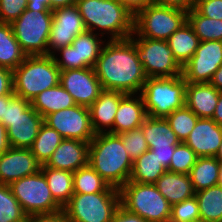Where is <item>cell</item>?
<instances>
[{
  "label": "cell",
  "mask_w": 222,
  "mask_h": 222,
  "mask_svg": "<svg viewBox=\"0 0 222 222\" xmlns=\"http://www.w3.org/2000/svg\"><path fill=\"white\" fill-rule=\"evenodd\" d=\"M187 11L150 4L134 15V32L138 37L165 40L187 22Z\"/></svg>",
  "instance_id": "52a82bcc"
},
{
  "label": "cell",
  "mask_w": 222,
  "mask_h": 222,
  "mask_svg": "<svg viewBox=\"0 0 222 222\" xmlns=\"http://www.w3.org/2000/svg\"><path fill=\"white\" fill-rule=\"evenodd\" d=\"M15 96V94H8L0 96V122L5 117V105Z\"/></svg>",
  "instance_id": "9f6ffc18"
},
{
  "label": "cell",
  "mask_w": 222,
  "mask_h": 222,
  "mask_svg": "<svg viewBox=\"0 0 222 222\" xmlns=\"http://www.w3.org/2000/svg\"><path fill=\"white\" fill-rule=\"evenodd\" d=\"M89 146L90 142L64 139L45 166L74 173L89 164Z\"/></svg>",
  "instance_id": "d6986e66"
},
{
  "label": "cell",
  "mask_w": 222,
  "mask_h": 222,
  "mask_svg": "<svg viewBox=\"0 0 222 222\" xmlns=\"http://www.w3.org/2000/svg\"><path fill=\"white\" fill-rule=\"evenodd\" d=\"M53 19L47 43L48 55L72 45L74 39L86 30L77 6L71 5L52 11ZM54 51H51V49Z\"/></svg>",
  "instance_id": "9a60e30c"
},
{
  "label": "cell",
  "mask_w": 222,
  "mask_h": 222,
  "mask_svg": "<svg viewBox=\"0 0 222 222\" xmlns=\"http://www.w3.org/2000/svg\"><path fill=\"white\" fill-rule=\"evenodd\" d=\"M60 73L52 55L26 56L13 70V92L31 102L39 93L60 84Z\"/></svg>",
  "instance_id": "277c9868"
},
{
  "label": "cell",
  "mask_w": 222,
  "mask_h": 222,
  "mask_svg": "<svg viewBox=\"0 0 222 222\" xmlns=\"http://www.w3.org/2000/svg\"><path fill=\"white\" fill-rule=\"evenodd\" d=\"M187 21L201 41H222V20L205 17L194 8L187 13Z\"/></svg>",
  "instance_id": "e575fe53"
},
{
  "label": "cell",
  "mask_w": 222,
  "mask_h": 222,
  "mask_svg": "<svg viewBox=\"0 0 222 222\" xmlns=\"http://www.w3.org/2000/svg\"><path fill=\"white\" fill-rule=\"evenodd\" d=\"M187 81L180 76L147 78L140 92L147 116L166 118L185 105Z\"/></svg>",
  "instance_id": "5b68a950"
},
{
  "label": "cell",
  "mask_w": 222,
  "mask_h": 222,
  "mask_svg": "<svg viewBox=\"0 0 222 222\" xmlns=\"http://www.w3.org/2000/svg\"><path fill=\"white\" fill-rule=\"evenodd\" d=\"M215 158L222 164V142L220 144V148Z\"/></svg>",
  "instance_id": "6f0895ef"
},
{
  "label": "cell",
  "mask_w": 222,
  "mask_h": 222,
  "mask_svg": "<svg viewBox=\"0 0 222 222\" xmlns=\"http://www.w3.org/2000/svg\"><path fill=\"white\" fill-rule=\"evenodd\" d=\"M49 8L53 11L58 8L74 5L76 0H49Z\"/></svg>",
  "instance_id": "f5cc1de1"
},
{
  "label": "cell",
  "mask_w": 222,
  "mask_h": 222,
  "mask_svg": "<svg viewBox=\"0 0 222 222\" xmlns=\"http://www.w3.org/2000/svg\"><path fill=\"white\" fill-rule=\"evenodd\" d=\"M26 56L15 38L11 23H0V66L14 70Z\"/></svg>",
  "instance_id": "f1b7e54d"
},
{
  "label": "cell",
  "mask_w": 222,
  "mask_h": 222,
  "mask_svg": "<svg viewBox=\"0 0 222 222\" xmlns=\"http://www.w3.org/2000/svg\"><path fill=\"white\" fill-rule=\"evenodd\" d=\"M151 151L158 158L160 164L167 170L170 166V162L173 157L175 148L163 149V150H151Z\"/></svg>",
  "instance_id": "681fc988"
},
{
  "label": "cell",
  "mask_w": 222,
  "mask_h": 222,
  "mask_svg": "<svg viewBox=\"0 0 222 222\" xmlns=\"http://www.w3.org/2000/svg\"><path fill=\"white\" fill-rule=\"evenodd\" d=\"M220 167L215 157H198L189 174L195 192L218 185Z\"/></svg>",
  "instance_id": "4dcf8cb0"
},
{
  "label": "cell",
  "mask_w": 222,
  "mask_h": 222,
  "mask_svg": "<svg viewBox=\"0 0 222 222\" xmlns=\"http://www.w3.org/2000/svg\"><path fill=\"white\" fill-rule=\"evenodd\" d=\"M120 205V192L73 194L63 210L68 222H111Z\"/></svg>",
  "instance_id": "ba28073f"
},
{
  "label": "cell",
  "mask_w": 222,
  "mask_h": 222,
  "mask_svg": "<svg viewBox=\"0 0 222 222\" xmlns=\"http://www.w3.org/2000/svg\"><path fill=\"white\" fill-rule=\"evenodd\" d=\"M193 222H205V221H203L202 219H199V220H195Z\"/></svg>",
  "instance_id": "91938a15"
},
{
  "label": "cell",
  "mask_w": 222,
  "mask_h": 222,
  "mask_svg": "<svg viewBox=\"0 0 222 222\" xmlns=\"http://www.w3.org/2000/svg\"><path fill=\"white\" fill-rule=\"evenodd\" d=\"M167 42L174 58L183 67L195 54L200 40L187 21L168 38Z\"/></svg>",
  "instance_id": "4316f807"
},
{
  "label": "cell",
  "mask_w": 222,
  "mask_h": 222,
  "mask_svg": "<svg viewBox=\"0 0 222 222\" xmlns=\"http://www.w3.org/2000/svg\"><path fill=\"white\" fill-rule=\"evenodd\" d=\"M30 104L43 118L50 113L76 105L73 97L61 86V84L39 93L33 98Z\"/></svg>",
  "instance_id": "484cf974"
},
{
  "label": "cell",
  "mask_w": 222,
  "mask_h": 222,
  "mask_svg": "<svg viewBox=\"0 0 222 222\" xmlns=\"http://www.w3.org/2000/svg\"><path fill=\"white\" fill-rule=\"evenodd\" d=\"M49 0H28L27 8L34 11H52L49 8Z\"/></svg>",
  "instance_id": "f907efd6"
},
{
  "label": "cell",
  "mask_w": 222,
  "mask_h": 222,
  "mask_svg": "<svg viewBox=\"0 0 222 222\" xmlns=\"http://www.w3.org/2000/svg\"><path fill=\"white\" fill-rule=\"evenodd\" d=\"M60 84L73 97L76 105L88 108L103 90L94 68L61 71Z\"/></svg>",
  "instance_id": "2e32d148"
},
{
  "label": "cell",
  "mask_w": 222,
  "mask_h": 222,
  "mask_svg": "<svg viewBox=\"0 0 222 222\" xmlns=\"http://www.w3.org/2000/svg\"><path fill=\"white\" fill-rule=\"evenodd\" d=\"M40 170L47 180L53 198L64 207L74 194L73 173L67 170L53 169L45 165H41Z\"/></svg>",
  "instance_id": "83f0119b"
},
{
  "label": "cell",
  "mask_w": 222,
  "mask_h": 222,
  "mask_svg": "<svg viewBox=\"0 0 222 222\" xmlns=\"http://www.w3.org/2000/svg\"><path fill=\"white\" fill-rule=\"evenodd\" d=\"M40 169L41 164L29 148L10 147L0 155V184L9 185L37 173Z\"/></svg>",
  "instance_id": "e0dca14e"
},
{
  "label": "cell",
  "mask_w": 222,
  "mask_h": 222,
  "mask_svg": "<svg viewBox=\"0 0 222 222\" xmlns=\"http://www.w3.org/2000/svg\"><path fill=\"white\" fill-rule=\"evenodd\" d=\"M218 185L222 187V164H221V167H220V176H219Z\"/></svg>",
  "instance_id": "680465c9"
},
{
  "label": "cell",
  "mask_w": 222,
  "mask_h": 222,
  "mask_svg": "<svg viewBox=\"0 0 222 222\" xmlns=\"http://www.w3.org/2000/svg\"><path fill=\"white\" fill-rule=\"evenodd\" d=\"M14 94L13 70L0 66V96Z\"/></svg>",
  "instance_id": "f6af8a7d"
},
{
  "label": "cell",
  "mask_w": 222,
  "mask_h": 222,
  "mask_svg": "<svg viewBox=\"0 0 222 222\" xmlns=\"http://www.w3.org/2000/svg\"><path fill=\"white\" fill-rule=\"evenodd\" d=\"M89 165L109 186L120 189L130 180L133 161L118 134H95L89 146Z\"/></svg>",
  "instance_id": "7a4b0ae2"
},
{
  "label": "cell",
  "mask_w": 222,
  "mask_h": 222,
  "mask_svg": "<svg viewBox=\"0 0 222 222\" xmlns=\"http://www.w3.org/2000/svg\"><path fill=\"white\" fill-rule=\"evenodd\" d=\"M118 135L132 161L140 157L149 149L141 127L119 133Z\"/></svg>",
  "instance_id": "f35d334b"
},
{
  "label": "cell",
  "mask_w": 222,
  "mask_h": 222,
  "mask_svg": "<svg viewBox=\"0 0 222 222\" xmlns=\"http://www.w3.org/2000/svg\"><path fill=\"white\" fill-rule=\"evenodd\" d=\"M196 153L184 142H180L174 151L168 171L190 174L191 168L197 161Z\"/></svg>",
  "instance_id": "74e56055"
},
{
  "label": "cell",
  "mask_w": 222,
  "mask_h": 222,
  "mask_svg": "<svg viewBox=\"0 0 222 222\" xmlns=\"http://www.w3.org/2000/svg\"><path fill=\"white\" fill-rule=\"evenodd\" d=\"M74 194H92L97 192H120L119 189L109 186L88 164L73 173Z\"/></svg>",
  "instance_id": "d6a6232c"
},
{
  "label": "cell",
  "mask_w": 222,
  "mask_h": 222,
  "mask_svg": "<svg viewBox=\"0 0 222 222\" xmlns=\"http://www.w3.org/2000/svg\"><path fill=\"white\" fill-rule=\"evenodd\" d=\"M153 3L160 6L179 8L188 12L194 8L195 0H153Z\"/></svg>",
  "instance_id": "7dc6e473"
},
{
  "label": "cell",
  "mask_w": 222,
  "mask_h": 222,
  "mask_svg": "<svg viewBox=\"0 0 222 222\" xmlns=\"http://www.w3.org/2000/svg\"><path fill=\"white\" fill-rule=\"evenodd\" d=\"M10 148L6 127L0 122V155Z\"/></svg>",
  "instance_id": "816d5d0a"
},
{
  "label": "cell",
  "mask_w": 222,
  "mask_h": 222,
  "mask_svg": "<svg viewBox=\"0 0 222 222\" xmlns=\"http://www.w3.org/2000/svg\"><path fill=\"white\" fill-rule=\"evenodd\" d=\"M111 222H147L144 218L137 214L129 212L122 205L118 207L113 215Z\"/></svg>",
  "instance_id": "bcb514c9"
},
{
  "label": "cell",
  "mask_w": 222,
  "mask_h": 222,
  "mask_svg": "<svg viewBox=\"0 0 222 222\" xmlns=\"http://www.w3.org/2000/svg\"><path fill=\"white\" fill-rule=\"evenodd\" d=\"M52 19V11L26 9L11 23L15 38L27 56L48 55Z\"/></svg>",
  "instance_id": "9c48e42d"
},
{
  "label": "cell",
  "mask_w": 222,
  "mask_h": 222,
  "mask_svg": "<svg viewBox=\"0 0 222 222\" xmlns=\"http://www.w3.org/2000/svg\"><path fill=\"white\" fill-rule=\"evenodd\" d=\"M64 138L55 130L43 123L32 146L29 148L36 160L45 165Z\"/></svg>",
  "instance_id": "836d02e7"
},
{
  "label": "cell",
  "mask_w": 222,
  "mask_h": 222,
  "mask_svg": "<svg viewBox=\"0 0 222 222\" xmlns=\"http://www.w3.org/2000/svg\"><path fill=\"white\" fill-rule=\"evenodd\" d=\"M30 105V101L15 95L7 105H5V117L1 122L7 128L10 125V121L19 116L20 113L25 111Z\"/></svg>",
  "instance_id": "7bdbcfd3"
},
{
  "label": "cell",
  "mask_w": 222,
  "mask_h": 222,
  "mask_svg": "<svg viewBox=\"0 0 222 222\" xmlns=\"http://www.w3.org/2000/svg\"><path fill=\"white\" fill-rule=\"evenodd\" d=\"M198 118L199 117L191 109L184 105L168 115L166 120L169 122L178 140L180 142H185L195 127Z\"/></svg>",
  "instance_id": "8d00e7d4"
},
{
  "label": "cell",
  "mask_w": 222,
  "mask_h": 222,
  "mask_svg": "<svg viewBox=\"0 0 222 222\" xmlns=\"http://www.w3.org/2000/svg\"><path fill=\"white\" fill-rule=\"evenodd\" d=\"M133 96L134 94H126L121 99L115 115L114 127L107 132L119 134L141 127L147 117L144 101L141 94L137 98H132Z\"/></svg>",
  "instance_id": "7402d4cb"
},
{
  "label": "cell",
  "mask_w": 222,
  "mask_h": 222,
  "mask_svg": "<svg viewBox=\"0 0 222 222\" xmlns=\"http://www.w3.org/2000/svg\"><path fill=\"white\" fill-rule=\"evenodd\" d=\"M125 95L126 93L112 90L100 92L99 97L89 107L91 126L95 134L107 132L103 126L111 128L114 125L120 101Z\"/></svg>",
  "instance_id": "44dd1931"
},
{
  "label": "cell",
  "mask_w": 222,
  "mask_h": 222,
  "mask_svg": "<svg viewBox=\"0 0 222 222\" xmlns=\"http://www.w3.org/2000/svg\"><path fill=\"white\" fill-rule=\"evenodd\" d=\"M26 222H68L65 211L60 209L51 213L29 215Z\"/></svg>",
  "instance_id": "ee69618b"
},
{
  "label": "cell",
  "mask_w": 222,
  "mask_h": 222,
  "mask_svg": "<svg viewBox=\"0 0 222 222\" xmlns=\"http://www.w3.org/2000/svg\"><path fill=\"white\" fill-rule=\"evenodd\" d=\"M14 197L29 216L38 213H51L63 209L53 198L47 180L41 170L9 184Z\"/></svg>",
  "instance_id": "30bf717a"
},
{
  "label": "cell",
  "mask_w": 222,
  "mask_h": 222,
  "mask_svg": "<svg viewBox=\"0 0 222 222\" xmlns=\"http://www.w3.org/2000/svg\"><path fill=\"white\" fill-rule=\"evenodd\" d=\"M194 9L205 17L222 20V0H195Z\"/></svg>",
  "instance_id": "b9f144b4"
},
{
  "label": "cell",
  "mask_w": 222,
  "mask_h": 222,
  "mask_svg": "<svg viewBox=\"0 0 222 222\" xmlns=\"http://www.w3.org/2000/svg\"><path fill=\"white\" fill-rule=\"evenodd\" d=\"M199 219V205L195 196L172 205L169 222H193Z\"/></svg>",
  "instance_id": "ab89813d"
},
{
  "label": "cell",
  "mask_w": 222,
  "mask_h": 222,
  "mask_svg": "<svg viewBox=\"0 0 222 222\" xmlns=\"http://www.w3.org/2000/svg\"><path fill=\"white\" fill-rule=\"evenodd\" d=\"M97 35L85 30L74 39L72 45L57 50L62 54V59H58L55 54L53 58L60 71L94 68L104 43L97 39Z\"/></svg>",
  "instance_id": "7c38bea8"
},
{
  "label": "cell",
  "mask_w": 222,
  "mask_h": 222,
  "mask_svg": "<svg viewBox=\"0 0 222 222\" xmlns=\"http://www.w3.org/2000/svg\"><path fill=\"white\" fill-rule=\"evenodd\" d=\"M120 4L126 7L133 15L141 9L153 4V0H117Z\"/></svg>",
  "instance_id": "c3c4849f"
},
{
  "label": "cell",
  "mask_w": 222,
  "mask_h": 222,
  "mask_svg": "<svg viewBox=\"0 0 222 222\" xmlns=\"http://www.w3.org/2000/svg\"><path fill=\"white\" fill-rule=\"evenodd\" d=\"M212 119L220 126H222V91L219 93V100L215 108Z\"/></svg>",
  "instance_id": "db71d44e"
},
{
  "label": "cell",
  "mask_w": 222,
  "mask_h": 222,
  "mask_svg": "<svg viewBox=\"0 0 222 222\" xmlns=\"http://www.w3.org/2000/svg\"><path fill=\"white\" fill-rule=\"evenodd\" d=\"M94 70L103 90L138 94L147 80L131 38L109 40L102 47Z\"/></svg>",
  "instance_id": "6da1fadb"
},
{
  "label": "cell",
  "mask_w": 222,
  "mask_h": 222,
  "mask_svg": "<svg viewBox=\"0 0 222 222\" xmlns=\"http://www.w3.org/2000/svg\"><path fill=\"white\" fill-rule=\"evenodd\" d=\"M210 84L214 86L217 90L222 91V64L213 75Z\"/></svg>",
  "instance_id": "11a10c76"
},
{
  "label": "cell",
  "mask_w": 222,
  "mask_h": 222,
  "mask_svg": "<svg viewBox=\"0 0 222 222\" xmlns=\"http://www.w3.org/2000/svg\"><path fill=\"white\" fill-rule=\"evenodd\" d=\"M28 0H0V23H12L26 10Z\"/></svg>",
  "instance_id": "60d3db41"
},
{
  "label": "cell",
  "mask_w": 222,
  "mask_h": 222,
  "mask_svg": "<svg viewBox=\"0 0 222 222\" xmlns=\"http://www.w3.org/2000/svg\"><path fill=\"white\" fill-rule=\"evenodd\" d=\"M166 171L154 153L148 149L133 161L130 180L128 182L155 184Z\"/></svg>",
  "instance_id": "f546056e"
},
{
  "label": "cell",
  "mask_w": 222,
  "mask_h": 222,
  "mask_svg": "<svg viewBox=\"0 0 222 222\" xmlns=\"http://www.w3.org/2000/svg\"><path fill=\"white\" fill-rule=\"evenodd\" d=\"M221 64L222 41H201L195 54L182 67V76L190 83H210Z\"/></svg>",
  "instance_id": "5bb4252c"
},
{
  "label": "cell",
  "mask_w": 222,
  "mask_h": 222,
  "mask_svg": "<svg viewBox=\"0 0 222 222\" xmlns=\"http://www.w3.org/2000/svg\"><path fill=\"white\" fill-rule=\"evenodd\" d=\"M220 91L210 83L187 82L185 105L199 118H212Z\"/></svg>",
  "instance_id": "603a6c76"
},
{
  "label": "cell",
  "mask_w": 222,
  "mask_h": 222,
  "mask_svg": "<svg viewBox=\"0 0 222 222\" xmlns=\"http://www.w3.org/2000/svg\"><path fill=\"white\" fill-rule=\"evenodd\" d=\"M86 30L108 31L110 40L130 38L134 32V15L117 0H76Z\"/></svg>",
  "instance_id": "3957f363"
},
{
  "label": "cell",
  "mask_w": 222,
  "mask_h": 222,
  "mask_svg": "<svg viewBox=\"0 0 222 222\" xmlns=\"http://www.w3.org/2000/svg\"><path fill=\"white\" fill-rule=\"evenodd\" d=\"M27 218L9 185L0 184V222H26Z\"/></svg>",
  "instance_id": "d590c367"
},
{
  "label": "cell",
  "mask_w": 222,
  "mask_h": 222,
  "mask_svg": "<svg viewBox=\"0 0 222 222\" xmlns=\"http://www.w3.org/2000/svg\"><path fill=\"white\" fill-rule=\"evenodd\" d=\"M200 219L205 222H222V187L219 185L196 192Z\"/></svg>",
  "instance_id": "1f68e13d"
},
{
  "label": "cell",
  "mask_w": 222,
  "mask_h": 222,
  "mask_svg": "<svg viewBox=\"0 0 222 222\" xmlns=\"http://www.w3.org/2000/svg\"><path fill=\"white\" fill-rule=\"evenodd\" d=\"M161 195L171 204L180 203L195 196L189 174L166 171L155 183Z\"/></svg>",
  "instance_id": "cb8c5ba5"
},
{
  "label": "cell",
  "mask_w": 222,
  "mask_h": 222,
  "mask_svg": "<svg viewBox=\"0 0 222 222\" xmlns=\"http://www.w3.org/2000/svg\"><path fill=\"white\" fill-rule=\"evenodd\" d=\"M43 123L44 118L30 105L6 128L10 147L30 148Z\"/></svg>",
  "instance_id": "ffe728a7"
},
{
  "label": "cell",
  "mask_w": 222,
  "mask_h": 222,
  "mask_svg": "<svg viewBox=\"0 0 222 222\" xmlns=\"http://www.w3.org/2000/svg\"><path fill=\"white\" fill-rule=\"evenodd\" d=\"M222 142V126L212 118H198L185 140L198 157H215Z\"/></svg>",
  "instance_id": "ac0fdd59"
},
{
  "label": "cell",
  "mask_w": 222,
  "mask_h": 222,
  "mask_svg": "<svg viewBox=\"0 0 222 222\" xmlns=\"http://www.w3.org/2000/svg\"><path fill=\"white\" fill-rule=\"evenodd\" d=\"M141 128L150 150L176 148L180 143L166 118L147 116Z\"/></svg>",
  "instance_id": "d4e9b609"
},
{
  "label": "cell",
  "mask_w": 222,
  "mask_h": 222,
  "mask_svg": "<svg viewBox=\"0 0 222 222\" xmlns=\"http://www.w3.org/2000/svg\"><path fill=\"white\" fill-rule=\"evenodd\" d=\"M121 205L147 222H169L172 205L155 184L127 182L120 189Z\"/></svg>",
  "instance_id": "8992f818"
},
{
  "label": "cell",
  "mask_w": 222,
  "mask_h": 222,
  "mask_svg": "<svg viewBox=\"0 0 222 222\" xmlns=\"http://www.w3.org/2000/svg\"><path fill=\"white\" fill-rule=\"evenodd\" d=\"M133 36L130 38L136 44L137 57L147 78L182 75V67L174 58L167 41L144 37L134 39Z\"/></svg>",
  "instance_id": "8fae6325"
},
{
  "label": "cell",
  "mask_w": 222,
  "mask_h": 222,
  "mask_svg": "<svg viewBox=\"0 0 222 222\" xmlns=\"http://www.w3.org/2000/svg\"><path fill=\"white\" fill-rule=\"evenodd\" d=\"M44 123L55 129L64 139L90 142L95 136L88 107L75 105L50 113L44 118Z\"/></svg>",
  "instance_id": "4fadbf2b"
}]
</instances>
